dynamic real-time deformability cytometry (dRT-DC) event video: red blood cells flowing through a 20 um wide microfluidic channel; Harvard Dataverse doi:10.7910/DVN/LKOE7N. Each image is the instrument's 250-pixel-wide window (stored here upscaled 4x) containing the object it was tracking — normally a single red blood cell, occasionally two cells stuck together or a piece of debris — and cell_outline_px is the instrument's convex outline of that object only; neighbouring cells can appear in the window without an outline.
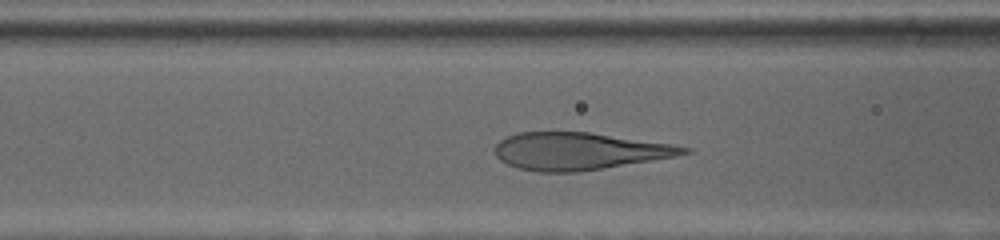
{"species": "human", "species_latin": "Homo sapiens", "temperature_condition": "cold", "stored_images_in_passage": 56, "camera_frame_rate_fps": 3000, "um_per_image_px": 0.085, "donor": {"sex": "female"}, "frame": {"image": 1, "passage_image": 24, "time_ms": 7.667, "image_size_px": [1000, 240], "cell_outline_px": [[692, 152], [676, 156], [580, 172], [540, 172], [520, 168], [508, 164], [500, 160], [496, 156], [496, 144], [500, 140], [516, 132], [588, 132], [672, 144], [692, 148]], "centroid_in_image_um": [49.23, 12.85], "position_along_channel_um": 117.4, "area_um2": 40.81}}
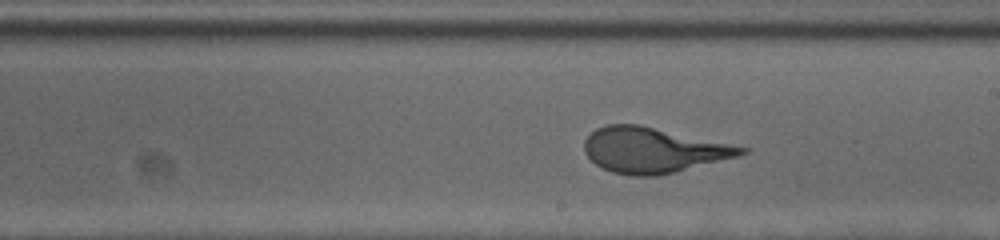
{"frame": {"image": 2, "passage_image": 36, "time_ms": 11.667, "image_size_px": [1000, 240], "cell_outline_px": [[748, 152], [740, 156], [676, 172], [656, 176], [632, 176], [612, 172], [600, 168], [584, 152], [584, 140], [596, 128], [608, 124], [640, 124], [748, 148]], "centroid_in_image_um": [55.5, 12.76], "position_along_channel_um": 233.5, "area_um2": 41.44}}
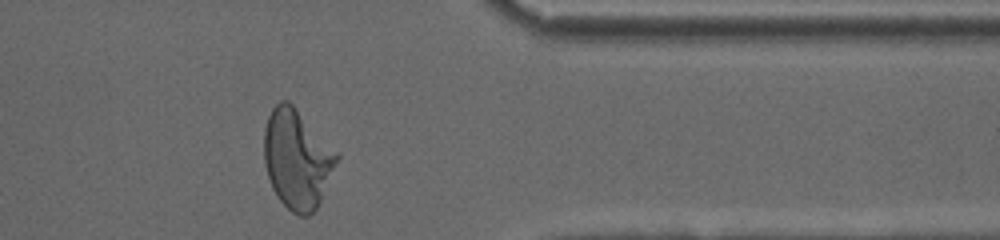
{"frame": {"image": 3, "passage_image": 53, "time_ms": 17.333, "image_size_px": [1000, 240], "cell_outline_px": [[340, 156], [320, 200], [316, 208], [308, 216], [300, 216], [292, 212], [276, 196], [272, 188], [264, 164], [264, 128], [268, 116], [272, 108], [280, 100], [288, 100], [340, 152]], "centroid_in_image_um": [25.25, 13.49], "position_along_channel_um": 386.1, "area_um2": 42.14}}